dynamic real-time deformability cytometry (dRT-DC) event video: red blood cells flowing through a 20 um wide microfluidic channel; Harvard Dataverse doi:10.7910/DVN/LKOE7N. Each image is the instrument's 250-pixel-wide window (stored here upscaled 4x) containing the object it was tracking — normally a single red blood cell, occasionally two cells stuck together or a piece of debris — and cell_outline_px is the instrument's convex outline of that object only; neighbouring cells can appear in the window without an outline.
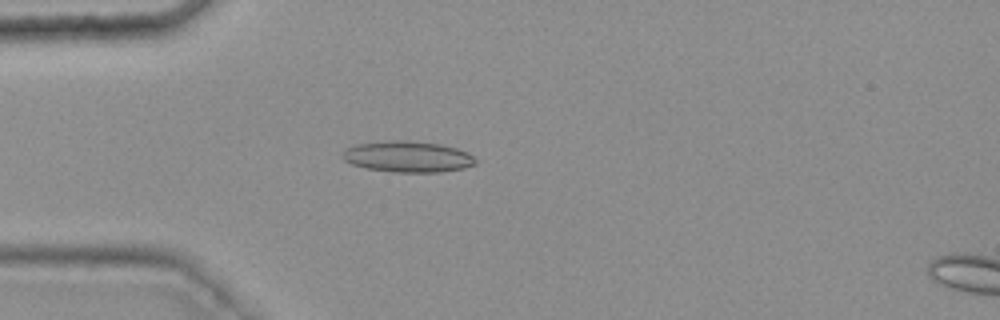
{"species": "common noctule bat (a hibernating species)", "species_latin": "Nyctalus noctula", "temperature_condition": "warm", "stored_images_in_passage": 43, "camera_frame_rate_fps": 3000, "um_per_image_px": 0.085, "animal": {"sex": "female", "body_mass_g": 25.1}, "frame": {"image": 1, "passage_image": 14, "time_ms": 4.333, "image_size_px": [1000, 320], "cell_outline_px": [[476, 164], [464, 168], [440, 172], [392, 172], [364, 168], [352, 164], [344, 160], [340, 156], [348, 148], [356, 144], [392, 140], [408, 140], [440, 144], [456, 148], [468, 152], [476, 160]], "centroid_in_image_um": [34.66, 13.32], "position_along_channel_um": 50.3, "area_um2": 24.16}}
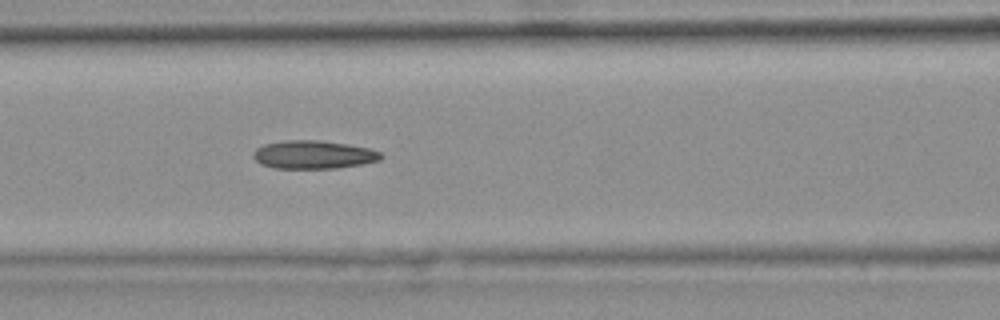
{"frame": {"image": 2, "passage_image": 22, "time_ms": 7.0, "image_size_px": [1000, 320], "cell_outline_px": [[384, 156], [380, 160], [364, 164], [336, 168], [272, 168], [260, 164], [252, 156], [252, 152], [256, 148], [264, 144], [284, 140], [320, 140], [348, 144], [368, 148], [380, 152]], "centroid_in_image_um": [26.63, 13.14], "position_along_channel_um": 140.0, "area_um2": 21.21}}
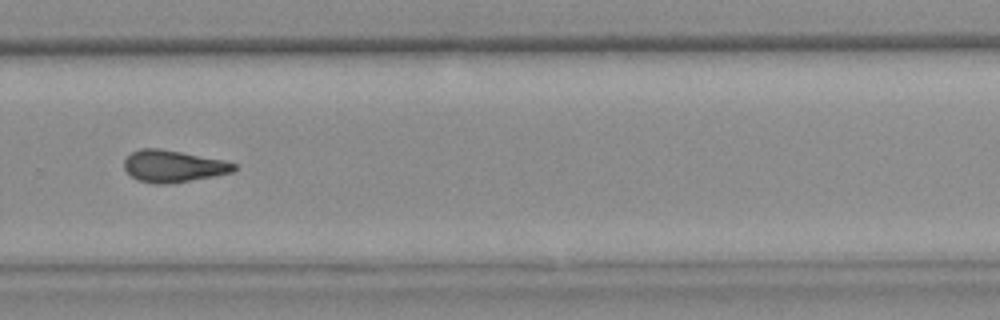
{"frame": {"image": 3, "passage_image": 36, "time_ms": 11.667, "image_size_px": [1000, 320], "cell_outline_px": [[236, 168], [232, 172], [212, 176], [164, 184], [152, 184], [140, 180], [132, 176], [124, 168], [124, 160], [132, 152], [140, 148], [160, 148], [224, 160], [236, 164]], "centroid_in_image_um": [14.7, 14.11], "position_along_channel_um": 315.1, "area_um2": 20.11}, "authors_computed_cell_mechanics": {"area_um2": 20.7502, "velocity_mm_per_s": 3.7606, "shape_relaxation_time_tau1_ms": null, "shape_relaxation_time_tau2_ms": 2.9074, "deformation_change_tau1": null, "deformation_change_tau2": 0.1201}}